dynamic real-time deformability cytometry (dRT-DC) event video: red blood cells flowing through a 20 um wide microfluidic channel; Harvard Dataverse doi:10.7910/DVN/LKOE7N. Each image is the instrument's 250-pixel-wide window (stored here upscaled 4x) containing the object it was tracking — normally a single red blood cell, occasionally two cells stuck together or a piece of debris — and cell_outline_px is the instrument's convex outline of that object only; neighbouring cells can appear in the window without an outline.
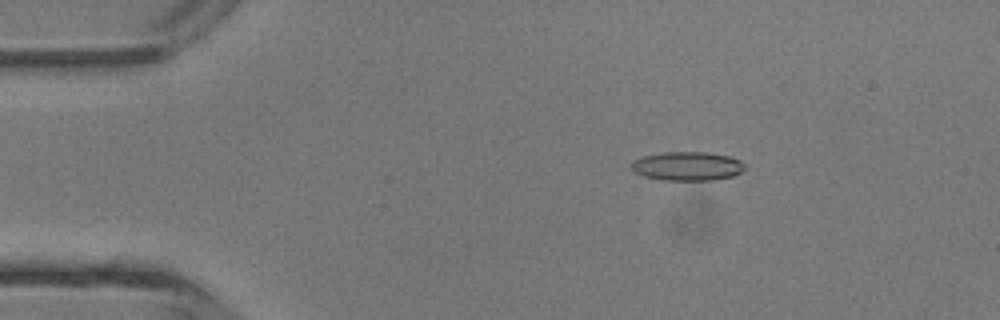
{"species": "common noctule bat (a hibernating species)", "species_latin": "Nyctalus noctula", "temperature_condition": "room temperature", "stored_images_in_passage": 5, "camera_frame_rate_fps": 3000, "um_per_image_px": 0.085, "animal": {"sex": "male", "body_mass_g": 13.3}, "frame": {"image": 1, "passage_image": 3, "time_ms": 2.333, "image_size_px": [1000, 320], "cell_outline_px": [[744, 168], [740, 172], [732, 176], [712, 180], [664, 180], [644, 176], [636, 172], [632, 168], [632, 160], [640, 156], [664, 152], [708, 152], [728, 156], [740, 160], [744, 164]], "centroid_in_image_um": [58.4, 14.11], "position_along_channel_um": 26.6, "area_um2": 19.02}}